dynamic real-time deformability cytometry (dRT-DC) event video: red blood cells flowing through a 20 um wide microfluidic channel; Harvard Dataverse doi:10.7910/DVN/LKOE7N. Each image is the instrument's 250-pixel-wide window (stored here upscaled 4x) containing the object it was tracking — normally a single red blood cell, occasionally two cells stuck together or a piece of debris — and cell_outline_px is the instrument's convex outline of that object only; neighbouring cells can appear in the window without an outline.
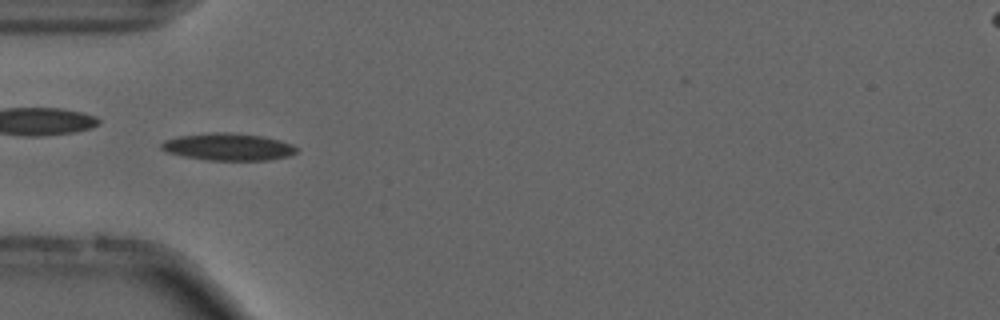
{"species": "common noctule bat (a hibernating species)", "species_latin": "Nyctalus noctula", "temperature_condition": "cold", "stored_images_in_passage": 54, "camera_frame_rate_fps": 3000, "um_per_image_px": 0.085, "animal": {"sex": "male", "forearm_length_mm": 52.5}, "frame": {"image": 1, "passage_image": 16, "time_ms": 5.0, "image_size_px": [1000, 320], "cell_outline_px": [[300, 148], [296, 152], [288, 156], [268, 160], [208, 160], [184, 156], [168, 152], [160, 148], [160, 144], [164, 140], [180, 136], [208, 132], [228, 132], [264, 136], [280, 140], [292, 144]], "centroid_in_image_um": [19.42, 12.47], "position_along_channel_um": 65.6, "area_um2": 21.5}, "authors_computed_cell_mechanics": {"area_um2": 19.1318, "velocity_mm_per_s": 3.7185, "shape_relaxation_time_tau1_ms": 8.7605, "shape_relaxation_time_tau2_ms": null, "deformation_change_tau1": 0.2047, "deformation_change_tau2": null}}